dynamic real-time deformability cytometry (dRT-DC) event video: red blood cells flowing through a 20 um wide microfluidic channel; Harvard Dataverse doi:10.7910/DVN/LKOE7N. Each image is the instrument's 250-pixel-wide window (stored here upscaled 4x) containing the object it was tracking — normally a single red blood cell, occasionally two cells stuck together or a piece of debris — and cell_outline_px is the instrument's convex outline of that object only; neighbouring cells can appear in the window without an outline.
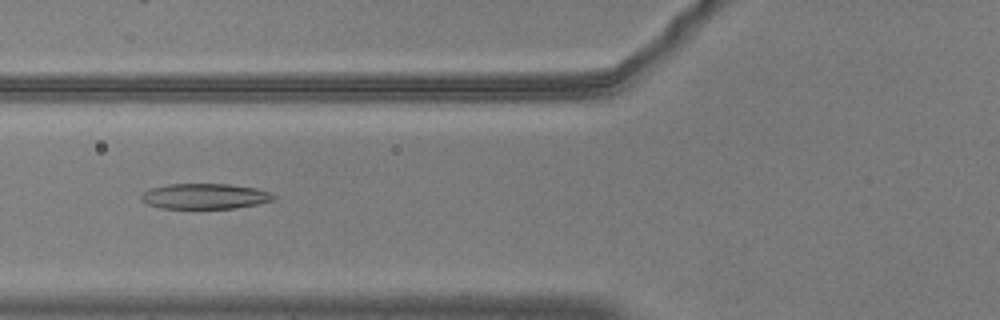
{"species": "common noctule bat (a hibernating species)", "species_latin": "Nyctalus noctula", "temperature_condition": "warm", "stored_images_in_passage": 31, "camera_frame_rate_fps": 3000, "um_per_image_px": 0.085, "animal": {"sex": "male", "body_mass_g": 20.5, "forearm_length_mm": 52.5}, "frame": {"image": 1, "passage_image": 4, "time_ms": 1.0, "image_size_px": [1000, 320], "cell_outline_px": [[276, 200], [236, 208], [160, 208], [148, 204], [140, 200], [140, 196], [144, 192], [152, 188], [168, 184], [228, 184], [256, 188], [268, 192], [276, 196]], "centroid_in_image_um": [17.42, 16.68], "position_along_channel_um": 108.4, "area_um2": 19.54}}
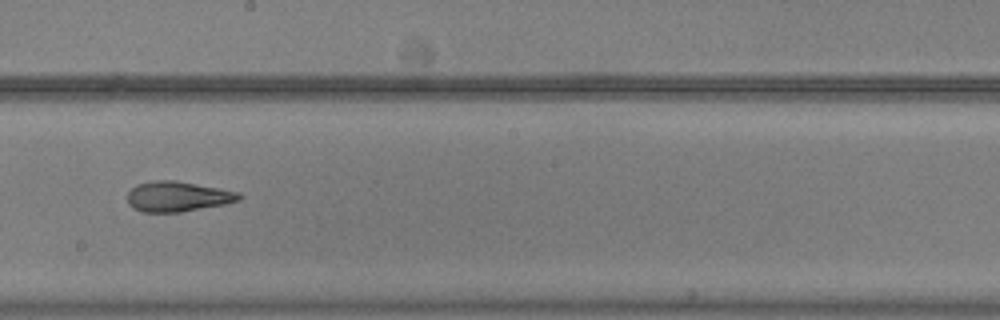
{"frame": {"image": 2, "passage_image": 14, "time_ms": 4.333, "image_size_px": [1000, 320], "cell_outline_px": [[244, 196], [240, 200], [224, 204], [180, 212], [144, 212], [132, 208], [128, 204], [128, 192], [136, 184], [152, 180], [176, 180], [220, 188], [240, 192]], "centroid_in_image_um": [15.11, 16.69], "position_along_channel_um": 233.1, "area_um2": 19.83}}
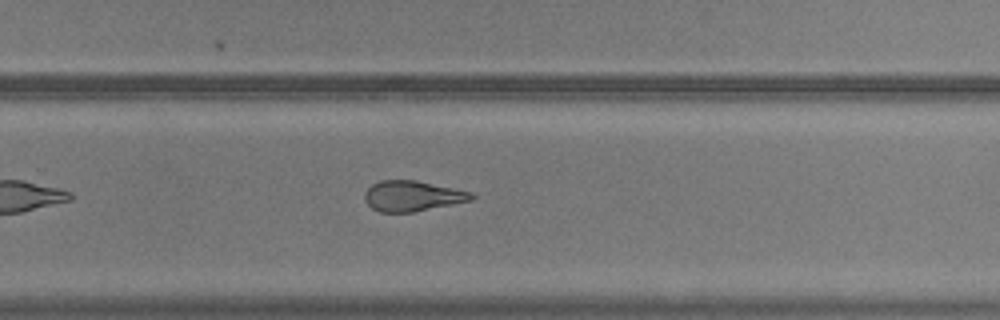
{"frame": {"image": 3, "passage_image": 19, "time_ms": 6.0, "image_size_px": [1000, 320], "cell_outline_px": [[476, 196], [472, 200], [412, 212], [380, 212], [372, 208], [364, 200], [364, 192], [372, 184], [380, 180], [416, 180], [456, 188], [472, 192]], "centroid_in_image_um": [35.05, 16.65], "position_along_channel_um": 294.8, "area_um2": 19.02}, "authors_computed_cell_mechanics": {"area_um2": 19.7676, "velocity_mm_per_s": 3.7262, "shape_relaxation_time_tau1_ms": 5.3299, "shape_relaxation_time_tau2_ms": 2.8447, "deformation_change_tau1": 0.1956, "deformation_change_tau2": 0.1328}}